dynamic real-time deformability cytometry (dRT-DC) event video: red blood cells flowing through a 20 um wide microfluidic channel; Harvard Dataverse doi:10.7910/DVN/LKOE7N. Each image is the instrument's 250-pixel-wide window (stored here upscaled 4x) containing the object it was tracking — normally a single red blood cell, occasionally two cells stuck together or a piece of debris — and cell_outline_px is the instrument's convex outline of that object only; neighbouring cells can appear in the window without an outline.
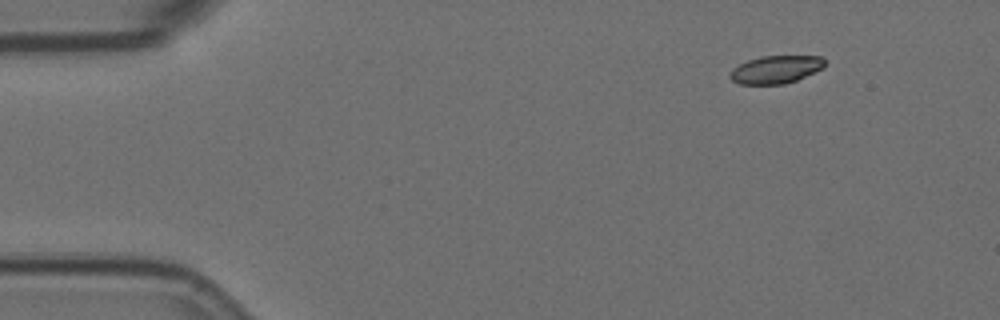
{"species": "Egyptian fruit bat (a non-hibernating species)", "species_latin": "Rousettus aegyptiacus", "temperature_condition": "room temperature", "stored_images_in_passage": 2, "camera_frame_rate_fps": 3000, "um_per_image_px": 0.085, "animal": {"sex": "female"}, "frame": {"image": 1, "passage_image": 2, "time_ms": 0.333, "image_size_px": [1000, 320], "cell_outline_px": [[824, 68], [796, 80], [784, 84], [740, 84], [732, 80], [728, 76], [728, 72], [732, 68], [748, 60], [760, 56], [824, 56]], "centroid_in_image_um": [65.92, 5.9], "position_along_channel_um": 19.1, "area_um2": 15.43}}